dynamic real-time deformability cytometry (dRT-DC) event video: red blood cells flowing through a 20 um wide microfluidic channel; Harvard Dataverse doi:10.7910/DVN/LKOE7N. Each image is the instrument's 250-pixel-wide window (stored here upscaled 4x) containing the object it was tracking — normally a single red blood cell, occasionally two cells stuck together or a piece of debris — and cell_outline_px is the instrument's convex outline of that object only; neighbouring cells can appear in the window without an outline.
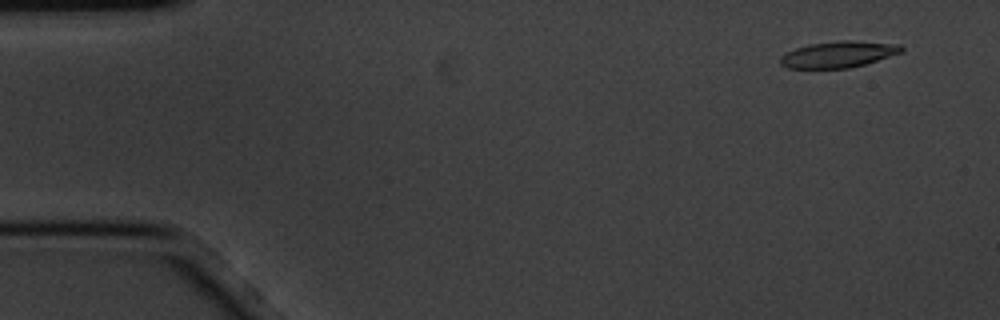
{"species": "common noctule bat (a hibernating species)", "species_latin": "Nyctalus noctula", "temperature_condition": "cold", "stored_images_in_passage": 5, "camera_frame_rate_fps": 3000, "um_per_image_px": 0.085, "animal": {"sex": "male", "body_mass_g": 20.1, "forearm_length_mm": 53.5}, "frame": {"image": 1, "passage_image": 1, "time_ms": 0.0, "image_size_px": [1000, 320], "cell_outline_px": [[904, 52], [864, 64], [848, 68], [788, 68], [780, 64], [780, 56], [796, 48], [808, 44], [836, 40], [856, 40], [900, 44], [904, 48]], "centroid_in_image_um": [71.29, 4.6], "position_along_channel_um": 13.7, "area_um2": 18.73}}